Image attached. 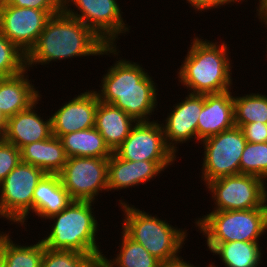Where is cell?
I'll return each instance as SVG.
<instances>
[{
    "label": "cell",
    "mask_w": 267,
    "mask_h": 267,
    "mask_svg": "<svg viewBox=\"0 0 267 267\" xmlns=\"http://www.w3.org/2000/svg\"><path fill=\"white\" fill-rule=\"evenodd\" d=\"M92 29L61 10L49 18L35 45L26 54V69L73 57L119 55Z\"/></svg>",
    "instance_id": "obj_1"
},
{
    "label": "cell",
    "mask_w": 267,
    "mask_h": 267,
    "mask_svg": "<svg viewBox=\"0 0 267 267\" xmlns=\"http://www.w3.org/2000/svg\"><path fill=\"white\" fill-rule=\"evenodd\" d=\"M119 59L103 75L101 90L95 93L99 101L120 108L136 122H148L158 105L157 85L140 64Z\"/></svg>",
    "instance_id": "obj_2"
},
{
    "label": "cell",
    "mask_w": 267,
    "mask_h": 267,
    "mask_svg": "<svg viewBox=\"0 0 267 267\" xmlns=\"http://www.w3.org/2000/svg\"><path fill=\"white\" fill-rule=\"evenodd\" d=\"M177 71L179 82L190 94H217L232 90V61L227 43L195 37ZM231 61V62H230Z\"/></svg>",
    "instance_id": "obj_3"
},
{
    "label": "cell",
    "mask_w": 267,
    "mask_h": 267,
    "mask_svg": "<svg viewBox=\"0 0 267 267\" xmlns=\"http://www.w3.org/2000/svg\"><path fill=\"white\" fill-rule=\"evenodd\" d=\"M92 206L94 202L91 201H72L61 212L49 217L54 223L50 233L41 239L43 245L102 258L104 254L96 242L99 224Z\"/></svg>",
    "instance_id": "obj_4"
},
{
    "label": "cell",
    "mask_w": 267,
    "mask_h": 267,
    "mask_svg": "<svg viewBox=\"0 0 267 267\" xmlns=\"http://www.w3.org/2000/svg\"><path fill=\"white\" fill-rule=\"evenodd\" d=\"M119 201L125 215L121 223L122 230L131 239L145 247L161 262L179 256L188 235L186 229L176 228L166 220L141 211L126 201Z\"/></svg>",
    "instance_id": "obj_5"
},
{
    "label": "cell",
    "mask_w": 267,
    "mask_h": 267,
    "mask_svg": "<svg viewBox=\"0 0 267 267\" xmlns=\"http://www.w3.org/2000/svg\"><path fill=\"white\" fill-rule=\"evenodd\" d=\"M212 251L219 243L259 242L267 230V208L211 211L195 221Z\"/></svg>",
    "instance_id": "obj_6"
},
{
    "label": "cell",
    "mask_w": 267,
    "mask_h": 267,
    "mask_svg": "<svg viewBox=\"0 0 267 267\" xmlns=\"http://www.w3.org/2000/svg\"><path fill=\"white\" fill-rule=\"evenodd\" d=\"M45 174L21 161L0 184V218L25 226L28 214L33 213V192Z\"/></svg>",
    "instance_id": "obj_7"
},
{
    "label": "cell",
    "mask_w": 267,
    "mask_h": 267,
    "mask_svg": "<svg viewBox=\"0 0 267 267\" xmlns=\"http://www.w3.org/2000/svg\"><path fill=\"white\" fill-rule=\"evenodd\" d=\"M266 182L253 175L235 174L220 177L205 186L216 205L213 211L266 208Z\"/></svg>",
    "instance_id": "obj_8"
},
{
    "label": "cell",
    "mask_w": 267,
    "mask_h": 267,
    "mask_svg": "<svg viewBox=\"0 0 267 267\" xmlns=\"http://www.w3.org/2000/svg\"><path fill=\"white\" fill-rule=\"evenodd\" d=\"M246 143L244 133L238 126L201 141L205 150L201 180L205 185L220 177L240 174V160Z\"/></svg>",
    "instance_id": "obj_9"
},
{
    "label": "cell",
    "mask_w": 267,
    "mask_h": 267,
    "mask_svg": "<svg viewBox=\"0 0 267 267\" xmlns=\"http://www.w3.org/2000/svg\"><path fill=\"white\" fill-rule=\"evenodd\" d=\"M108 161L97 157H68L58 174L73 201L95 203L99 192H108Z\"/></svg>",
    "instance_id": "obj_10"
},
{
    "label": "cell",
    "mask_w": 267,
    "mask_h": 267,
    "mask_svg": "<svg viewBox=\"0 0 267 267\" xmlns=\"http://www.w3.org/2000/svg\"><path fill=\"white\" fill-rule=\"evenodd\" d=\"M117 0H63L62 10L92 29L109 46L117 45L121 34L130 32ZM75 6L77 11L70 6ZM69 6V7H68ZM79 11V14H78ZM116 41V42H115Z\"/></svg>",
    "instance_id": "obj_11"
},
{
    "label": "cell",
    "mask_w": 267,
    "mask_h": 267,
    "mask_svg": "<svg viewBox=\"0 0 267 267\" xmlns=\"http://www.w3.org/2000/svg\"><path fill=\"white\" fill-rule=\"evenodd\" d=\"M128 161H175L177 155L167 146L161 122H136L128 137L113 152Z\"/></svg>",
    "instance_id": "obj_12"
},
{
    "label": "cell",
    "mask_w": 267,
    "mask_h": 267,
    "mask_svg": "<svg viewBox=\"0 0 267 267\" xmlns=\"http://www.w3.org/2000/svg\"><path fill=\"white\" fill-rule=\"evenodd\" d=\"M51 15L45 10L0 6V30L21 51L27 54L35 45Z\"/></svg>",
    "instance_id": "obj_13"
},
{
    "label": "cell",
    "mask_w": 267,
    "mask_h": 267,
    "mask_svg": "<svg viewBox=\"0 0 267 267\" xmlns=\"http://www.w3.org/2000/svg\"><path fill=\"white\" fill-rule=\"evenodd\" d=\"M186 96L172 106L174 108L167 114L165 124L161 123L165 142L175 155L178 143L180 145L191 139L197 140V122L204 104V95L188 93Z\"/></svg>",
    "instance_id": "obj_14"
},
{
    "label": "cell",
    "mask_w": 267,
    "mask_h": 267,
    "mask_svg": "<svg viewBox=\"0 0 267 267\" xmlns=\"http://www.w3.org/2000/svg\"><path fill=\"white\" fill-rule=\"evenodd\" d=\"M72 98L51 114L52 135H62L95 127L98 96L95 90H86Z\"/></svg>",
    "instance_id": "obj_15"
},
{
    "label": "cell",
    "mask_w": 267,
    "mask_h": 267,
    "mask_svg": "<svg viewBox=\"0 0 267 267\" xmlns=\"http://www.w3.org/2000/svg\"><path fill=\"white\" fill-rule=\"evenodd\" d=\"M174 161H128L114 153L108 161V191L121 190L145 184L161 171L171 166Z\"/></svg>",
    "instance_id": "obj_16"
},
{
    "label": "cell",
    "mask_w": 267,
    "mask_h": 267,
    "mask_svg": "<svg viewBox=\"0 0 267 267\" xmlns=\"http://www.w3.org/2000/svg\"><path fill=\"white\" fill-rule=\"evenodd\" d=\"M204 94V104L197 122V140L217 135L235 126L232 92Z\"/></svg>",
    "instance_id": "obj_17"
},
{
    "label": "cell",
    "mask_w": 267,
    "mask_h": 267,
    "mask_svg": "<svg viewBox=\"0 0 267 267\" xmlns=\"http://www.w3.org/2000/svg\"><path fill=\"white\" fill-rule=\"evenodd\" d=\"M40 98L28 109L18 112L8 118L5 131L2 133L3 139L17 148L48 139L52 136L51 117L44 118L36 113V105Z\"/></svg>",
    "instance_id": "obj_18"
},
{
    "label": "cell",
    "mask_w": 267,
    "mask_h": 267,
    "mask_svg": "<svg viewBox=\"0 0 267 267\" xmlns=\"http://www.w3.org/2000/svg\"><path fill=\"white\" fill-rule=\"evenodd\" d=\"M26 73L27 69L15 76L0 78V110L7 119L28 109L41 98Z\"/></svg>",
    "instance_id": "obj_19"
},
{
    "label": "cell",
    "mask_w": 267,
    "mask_h": 267,
    "mask_svg": "<svg viewBox=\"0 0 267 267\" xmlns=\"http://www.w3.org/2000/svg\"><path fill=\"white\" fill-rule=\"evenodd\" d=\"M72 201L59 175L45 174L33 192V212L47 220L65 209Z\"/></svg>",
    "instance_id": "obj_20"
},
{
    "label": "cell",
    "mask_w": 267,
    "mask_h": 267,
    "mask_svg": "<svg viewBox=\"0 0 267 267\" xmlns=\"http://www.w3.org/2000/svg\"><path fill=\"white\" fill-rule=\"evenodd\" d=\"M135 124L136 121L120 108L98 102L95 128L113 152L128 137Z\"/></svg>",
    "instance_id": "obj_21"
},
{
    "label": "cell",
    "mask_w": 267,
    "mask_h": 267,
    "mask_svg": "<svg viewBox=\"0 0 267 267\" xmlns=\"http://www.w3.org/2000/svg\"><path fill=\"white\" fill-rule=\"evenodd\" d=\"M20 152L22 162L36 166L46 174L58 175L68 158L60 138L54 135L23 146Z\"/></svg>",
    "instance_id": "obj_22"
},
{
    "label": "cell",
    "mask_w": 267,
    "mask_h": 267,
    "mask_svg": "<svg viewBox=\"0 0 267 267\" xmlns=\"http://www.w3.org/2000/svg\"><path fill=\"white\" fill-rule=\"evenodd\" d=\"M60 140L67 157L109 159L113 154L95 127L62 135Z\"/></svg>",
    "instance_id": "obj_23"
},
{
    "label": "cell",
    "mask_w": 267,
    "mask_h": 267,
    "mask_svg": "<svg viewBox=\"0 0 267 267\" xmlns=\"http://www.w3.org/2000/svg\"><path fill=\"white\" fill-rule=\"evenodd\" d=\"M9 233L0 231V249L3 256L2 267H41L44 245L41 240L34 245H18Z\"/></svg>",
    "instance_id": "obj_24"
},
{
    "label": "cell",
    "mask_w": 267,
    "mask_h": 267,
    "mask_svg": "<svg viewBox=\"0 0 267 267\" xmlns=\"http://www.w3.org/2000/svg\"><path fill=\"white\" fill-rule=\"evenodd\" d=\"M258 243L247 241L219 243L211 252L219 255L226 267H259L263 253Z\"/></svg>",
    "instance_id": "obj_25"
},
{
    "label": "cell",
    "mask_w": 267,
    "mask_h": 267,
    "mask_svg": "<svg viewBox=\"0 0 267 267\" xmlns=\"http://www.w3.org/2000/svg\"><path fill=\"white\" fill-rule=\"evenodd\" d=\"M120 252L114 259L102 256L111 267H159L161 261L152 256L145 247L131 239L123 230Z\"/></svg>",
    "instance_id": "obj_26"
},
{
    "label": "cell",
    "mask_w": 267,
    "mask_h": 267,
    "mask_svg": "<svg viewBox=\"0 0 267 267\" xmlns=\"http://www.w3.org/2000/svg\"><path fill=\"white\" fill-rule=\"evenodd\" d=\"M234 122L235 126L262 122L267 124V96L259 93L234 96Z\"/></svg>",
    "instance_id": "obj_27"
},
{
    "label": "cell",
    "mask_w": 267,
    "mask_h": 267,
    "mask_svg": "<svg viewBox=\"0 0 267 267\" xmlns=\"http://www.w3.org/2000/svg\"><path fill=\"white\" fill-rule=\"evenodd\" d=\"M240 173L267 181V142H247L240 160Z\"/></svg>",
    "instance_id": "obj_28"
},
{
    "label": "cell",
    "mask_w": 267,
    "mask_h": 267,
    "mask_svg": "<svg viewBox=\"0 0 267 267\" xmlns=\"http://www.w3.org/2000/svg\"><path fill=\"white\" fill-rule=\"evenodd\" d=\"M26 70V54L9 41L0 30V78L12 77Z\"/></svg>",
    "instance_id": "obj_29"
},
{
    "label": "cell",
    "mask_w": 267,
    "mask_h": 267,
    "mask_svg": "<svg viewBox=\"0 0 267 267\" xmlns=\"http://www.w3.org/2000/svg\"><path fill=\"white\" fill-rule=\"evenodd\" d=\"M98 259L94 255L70 250H54L44 246L41 267H91Z\"/></svg>",
    "instance_id": "obj_30"
},
{
    "label": "cell",
    "mask_w": 267,
    "mask_h": 267,
    "mask_svg": "<svg viewBox=\"0 0 267 267\" xmlns=\"http://www.w3.org/2000/svg\"><path fill=\"white\" fill-rule=\"evenodd\" d=\"M20 162V149L2 138L0 140V184Z\"/></svg>",
    "instance_id": "obj_31"
},
{
    "label": "cell",
    "mask_w": 267,
    "mask_h": 267,
    "mask_svg": "<svg viewBox=\"0 0 267 267\" xmlns=\"http://www.w3.org/2000/svg\"><path fill=\"white\" fill-rule=\"evenodd\" d=\"M8 4L19 8L45 10L51 16L58 14L62 10V2L60 0H10Z\"/></svg>",
    "instance_id": "obj_32"
},
{
    "label": "cell",
    "mask_w": 267,
    "mask_h": 267,
    "mask_svg": "<svg viewBox=\"0 0 267 267\" xmlns=\"http://www.w3.org/2000/svg\"><path fill=\"white\" fill-rule=\"evenodd\" d=\"M245 139L249 143H265L267 142V124L260 121L251 124H244L241 127Z\"/></svg>",
    "instance_id": "obj_33"
},
{
    "label": "cell",
    "mask_w": 267,
    "mask_h": 267,
    "mask_svg": "<svg viewBox=\"0 0 267 267\" xmlns=\"http://www.w3.org/2000/svg\"><path fill=\"white\" fill-rule=\"evenodd\" d=\"M191 6L195 8V11H204L213 8H220L223 5L233 4L231 0H186Z\"/></svg>",
    "instance_id": "obj_34"
},
{
    "label": "cell",
    "mask_w": 267,
    "mask_h": 267,
    "mask_svg": "<svg viewBox=\"0 0 267 267\" xmlns=\"http://www.w3.org/2000/svg\"><path fill=\"white\" fill-rule=\"evenodd\" d=\"M159 267H196V266L187 261H184V259L181 256H177L175 258L161 262Z\"/></svg>",
    "instance_id": "obj_35"
},
{
    "label": "cell",
    "mask_w": 267,
    "mask_h": 267,
    "mask_svg": "<svg viewBox=\"0 0 267 267\" xmlns=\"http://www.w3.org/2000/svg\"><path fill=\"white\" fill-rule=\"evenodd\" d=\"M258 5V8L256 7L258 19L267 25V0H259Z\"/></svg>",
    "instance_id": "obj_36"
},
{
    "label": "cell",
    "mask_w": 267,
    "mask_h": 267,
    "mask_svg": "<svg viewBox=\"0 0 267 267\" xmlns=\"http://www.w3.org/2000/svg\"><path fill=\"white\" fill-rule=\"evenodd\" d=\"M7 118L4 116L2 111L0 110V132L3 133L7 126Z\"/></svg>",
    "instance_id": "obj_37"
},
{
    "label": "cell",
    "mask_w": 267,
    "mask_h": 267,
    "mask_svg": "<svg viewBox=\"0 0 267 267\" xmlns=\"http://www.w3.org/2000/svg\"><path fill=\"white\" fill-rule=\"evenodd\" d=\"M91 267H111L107 264L103 258L96 259V261L92 264Z\"/></svg>",
    "instance_id": "obj_38"
},
{
    "label": "cell",
    "mask_w": 267,
    "mask_h": 267,
    "mask_svg": "<svg viewBox=\"0 0 267 267\" xmlns=\"http://www.w3.org/2000/svg\"><path fill=\"white\" fill-rule=\"evenodd\" d=\"M3 266V256H2V253H1V249H0V267Z\"/></svg>",
    "instance_id": "obj_39"
},
{
    "label": "cell",
    "mask_w": 267,
    "mask_h": 267,
    "mask_svg": "<svg viewBox=\"0 0 267 267\" xmlns=\"http://www.w3.org/2000/svg\"><path fill=\"white\" fill-rule=\"evenodd\" d=\"M10 0H0V6L7 4Z\"/></svg>",
    "instance_id": "obj_40"
},
{
    "label": "cell",
    "mask_w": 267,
    "mask_h": 267,
    "mask_svg": "<svg viewBox=\"0 0 267 267\" xmlns=\"http://www.w3.org/2000/svg\"><path fill=\"white\" fill-rule=\"evenodd\" d=\"M207 267H216V266H215V263H210Z\"/></svg>",
    "instance_id": "obj_41"
},
{
    "label": "cell",
    "mask_w": 267,
    "mask_h": 267,
    "mask_svg": "<svg viewBox=\"0 0 267 267\" xmlns=\"http://www.w3.org/2000/svg\"><path fill=\"white\" fill-rule=\"evenodd\" d=\"M233 3H236V2H242V1H244V0H231Z\"/></svg>",
    "instance_id": "obj_42"
},
{
    "label": "cell",
    "mask_w": 267,
    "mask_h": 267,
    "mask_svg": "<svg viewBox=\"0 0 267 267\" xmlns=\"http://www.w3.org/2000/svg\"><path fill=\"white\" fill-rule=\"evenodd\" d=\"M266 208H267V186H266Z\"/></svg>",
    "instance_id": "obj_43"
},
{
    "label": "cell",
    "mask_w": 267,
    "mask_h": 267,
    "mask_svg": "<svg viewBox=\"0 0 267 267\" xmlns=\"http://www.w3.org/2000/svg\"><path fill=\"white\" fill-rule=\"evenodd\" d=\"M3 138L2 133L0 132V140Z\"/></svg>",
    "instance_id": "obj_44"
}]
</instances>
